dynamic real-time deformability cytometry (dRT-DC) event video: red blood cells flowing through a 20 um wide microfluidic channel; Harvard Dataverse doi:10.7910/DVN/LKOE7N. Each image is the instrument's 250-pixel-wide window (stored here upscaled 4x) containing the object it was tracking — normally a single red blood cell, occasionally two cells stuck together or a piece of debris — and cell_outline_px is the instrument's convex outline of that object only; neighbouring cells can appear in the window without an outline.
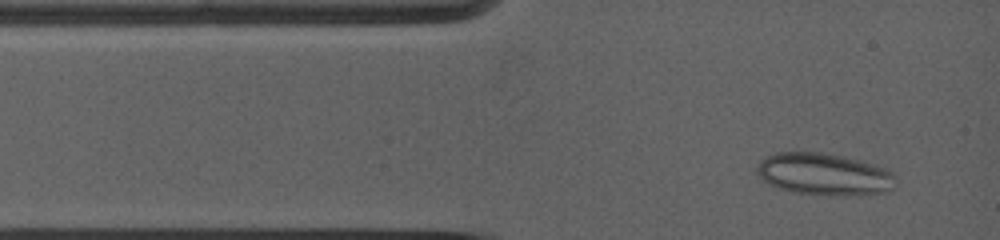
{"species": "common noctule bat (a hibernating species)", "species_latin": "Nyctalus noctula", "temperature_condition": "warm", "stored_images_in_passage": 5, "camera_frame_rate_fps": 5000, "um_per_image_px": 0.085, "animal": {"sex": "female", "body_mass_g": 19.0, "forearm_length_mm": 53.3}, "frame": {"image": 1, "passage_image": 1, "time_ms": 0.0, "image_size_px": [1000, 240], "cell_outline_px": [[896, 176], [892, 188], [880, 192], [844, 196], [832, 196], [796, 192], [780, 188], [768, 184], [756, 172], [756, 164], [760, 160], [776, 152], [824, 152], [844, 156], [860, 160], [884, 168], [892, 172]], "centroid_in_image_um": [70.01, 14.79], "position_along_channel_um": 15.0, "area_um2": 33.93}}
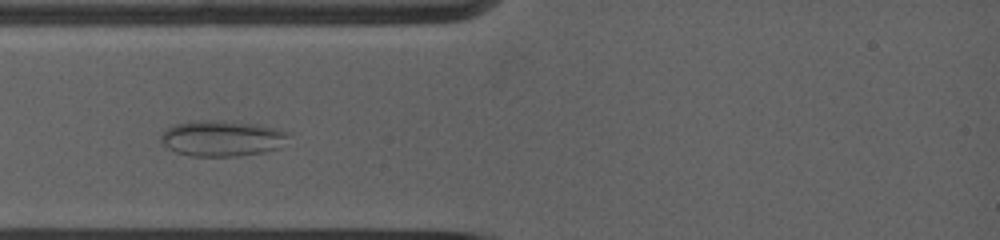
{"frame": {"image": 2, "passage_image": 4, "time_ms": 2.0, "image_size_px": [1000, 240], "cell_outline_px": [[288, 136], [276, 148], [264, 152], [236, 156], [188, 156], [176, 152], [168, 148], [160, 140], [160, 136], [168, 128], [176, 124], [188, 120], [220, 120], [260, 124], [284, 132]], "centroid_in_image_um": [18.78, 11.75], "position_along_channel_um": 66.2, "area_um2": 26.36}}